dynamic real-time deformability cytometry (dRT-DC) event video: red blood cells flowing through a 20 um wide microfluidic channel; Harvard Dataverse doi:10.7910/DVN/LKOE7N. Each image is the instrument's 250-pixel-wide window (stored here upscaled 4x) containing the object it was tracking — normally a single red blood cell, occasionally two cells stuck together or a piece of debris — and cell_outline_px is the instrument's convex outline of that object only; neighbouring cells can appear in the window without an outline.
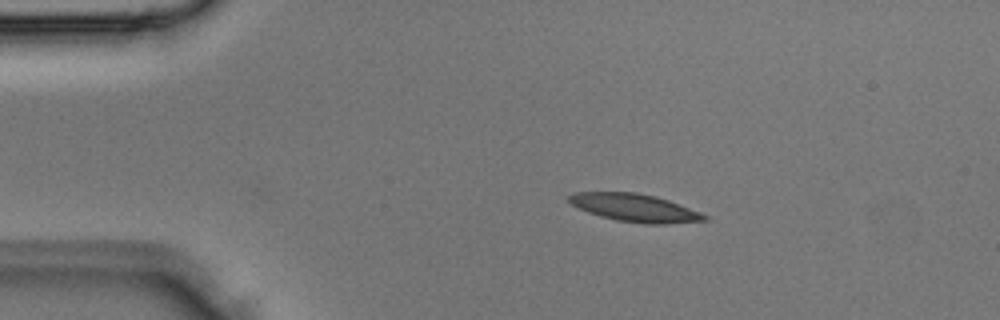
{"species": "Egyptian fruit bat (a non-hibernating species)", "species_latin": "Rousettus aegyptiacus", "temperature_condition": "room temperature", "stored_images_in_passage": 3, "camera_frame_rate_fps": 3000, "um_per_image_px": 0.085, "animal": {"sex": "male"}, "frame": {"image": 1, "passage_image": 2, "time_ms": 0.333, "image_size_px": [1000, 320], "cell_outline_px": [[708, 220], [664, 224], [644, 224], [616, 220], [600, 216], [588, 212], [572, 204], [564, 196], [576, 192], [636, 192], [656, 196], [668, 200], [700, 212], [708, 216]], "centroid_in_image_um": [53.94, 17.66], "position_along_channel_um": 31.1, "area_um2": 21.96}}